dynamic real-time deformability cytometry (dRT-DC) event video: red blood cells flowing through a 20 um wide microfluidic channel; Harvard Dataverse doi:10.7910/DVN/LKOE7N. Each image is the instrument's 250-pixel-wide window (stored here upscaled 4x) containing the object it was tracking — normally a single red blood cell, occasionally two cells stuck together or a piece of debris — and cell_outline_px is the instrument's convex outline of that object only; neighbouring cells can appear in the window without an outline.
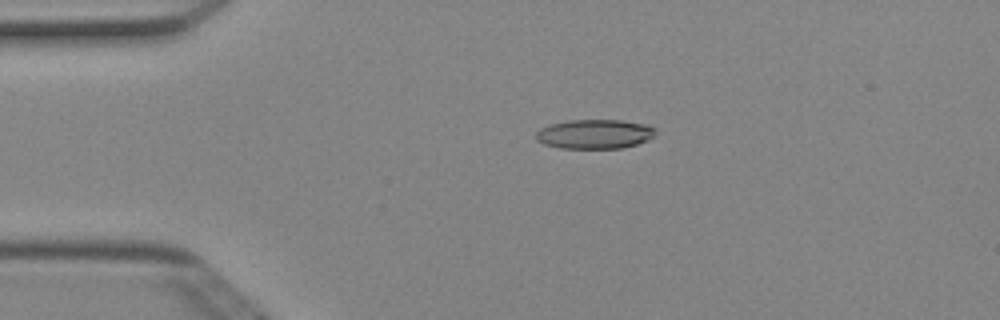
{"species": "Egyptian fruit bat (a non-hibernating species)", "species_latin": "Rousettus aegyptiacus", "temperature_condition": "cold", "stored_images_in_passage": 50, "camera_frame_rate_fps": 3000, "um_per_image_px": 0.085, "animal": {"sex": "female"}, "frame": {"image": 1, "passage_image": 11, "time_ms": 3.333, "image_size_px": [1000, 320], "cell_outline_px": [[656, 136], [648, 140], [636, 144], [620, 148], [560, 148], [544, 144], [536, 140], [536, 132], [540, 128], [548, 124], [568, 120], [620, 120], [648, 124], [656, 128]], "centroid_in_image_um": [50.56, 11.38], "position_along_channel_um": 34.4, "area_um2": 20.69}}
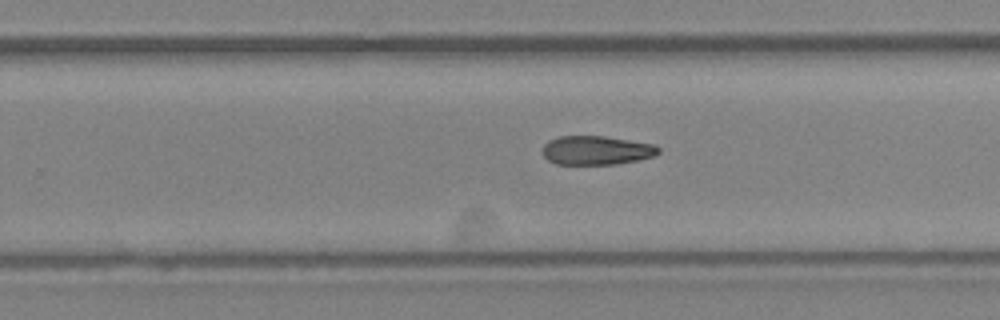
{"frame": {"image": 2, "passage_image": 32, "time_ms": 10.333, "image_size_px": [1000, 320], "cell_outline_px": [[660, 152], [656, 156], [616, 164], [556, 164], [548, 160], [544, 156], [544, 144], [548, 140], [560, 136], [604, 136], [656, 144], [660, 148]], "centroid_in_image_um": [50.73, 12.77], "position_along_channel_um": 279.1, "area_um2": 19.59}}
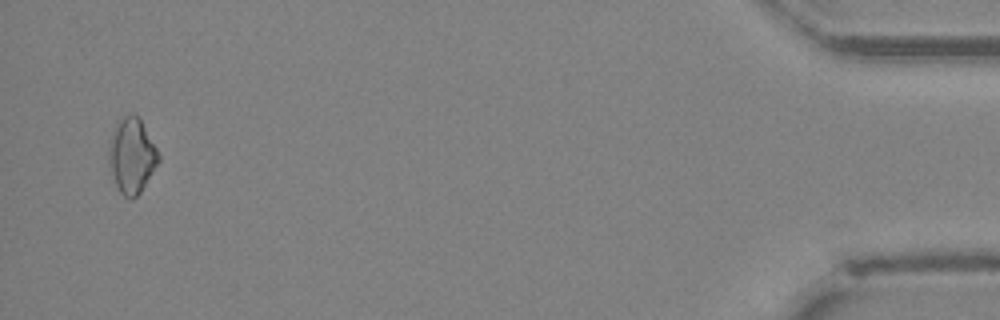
{"frame": {"image": 3, "passage_image": 49, "time_ms": 16.0, "image_size_px": [1000, 320], "cell_outline_px": [[160, 160], [140, 192], [132, 200], [128, 200], [120, 192], [112, 176], [108, 156], [108, 144], [112, 132], [116, 124], [124, 116], [132, 112], [140, 116], [160, 156]], "centroid_in_image_um": [11.19, 13.21], "position_along_channel_um": 424.0, "area_um2": 21.85}, "authors_computed_cell_mechanics": {"area_um2": 20.4323, "velocity_mm_per_s": 4.0469, "shape_relaxation_time_tau1_ms": 5.2198, "shape_relaxation_time_tau2_ms": null, "deformation_change_tau1": 0.1405, "deformation_change_tau2": null}}